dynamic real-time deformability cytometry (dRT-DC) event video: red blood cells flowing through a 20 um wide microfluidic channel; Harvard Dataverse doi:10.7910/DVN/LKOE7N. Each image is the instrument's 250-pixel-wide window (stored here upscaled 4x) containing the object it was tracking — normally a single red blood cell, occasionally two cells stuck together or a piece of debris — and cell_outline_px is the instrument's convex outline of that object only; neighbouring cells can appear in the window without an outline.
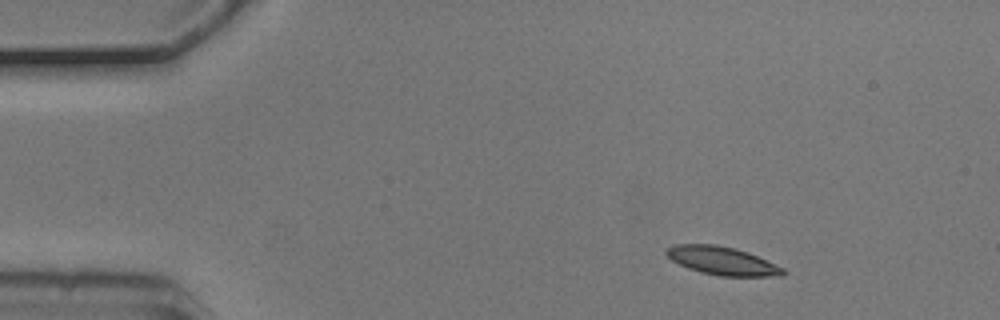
{"species": "common noctule bat (a hibernating species)", "species_latin": "Nyctalus noctula", "temperature_condition": "cold", "stored_images_in_passage": 4, "camera_frame_rate_fps": 3000, "um_per_image_px": 0.085, "animal": {"sex": "male", "body_mass_g": 20.5, "forearm_length_mm": 52.5}, "frame": {"image": 1, "passage_image": 1, "time_ms": 0.0, "image_size_px": [1000, 320], "cell_outline_px": [[788, 272], [784, 276], [720, 276], [688, 268], [672, 260], [664, 252], [668, 248], [676, 244], [716, 244], [736, 248], [748, 252], [784, 268]], "centroid_in_image_um": [61.43, 22.16], "position_along_channel_um": 23.6, "area_um2": 19.13}}
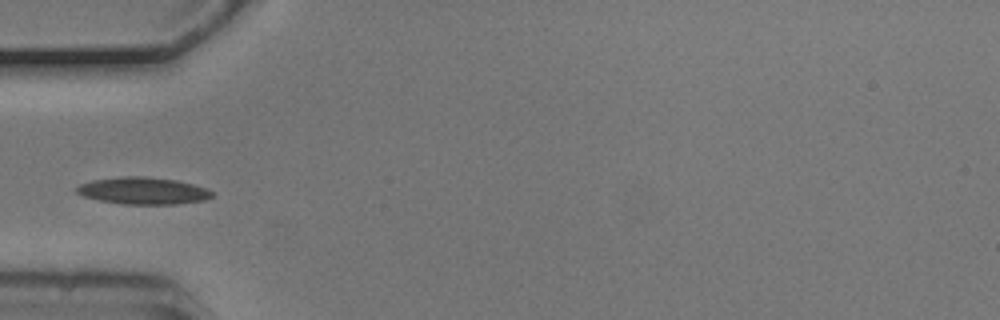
{"frame": {"image": 2, "passage_image": 4, "time_ms": 1.0, "image_size_px": [1000, 320], "cell_outline_px": [[212, 196], [204, 200], [176, 204], [120, 204], [100, 200], [84, 196], [76, 192], [76, 188], [80, 184], [92, 180], [124, 176], [144, 176], [176, 180], [208, 188], [212, 192]], "centroid_in_image_um": [12.16, 16.21], "position_along_channel_um": 72.8, "area_um2": 21.21}}